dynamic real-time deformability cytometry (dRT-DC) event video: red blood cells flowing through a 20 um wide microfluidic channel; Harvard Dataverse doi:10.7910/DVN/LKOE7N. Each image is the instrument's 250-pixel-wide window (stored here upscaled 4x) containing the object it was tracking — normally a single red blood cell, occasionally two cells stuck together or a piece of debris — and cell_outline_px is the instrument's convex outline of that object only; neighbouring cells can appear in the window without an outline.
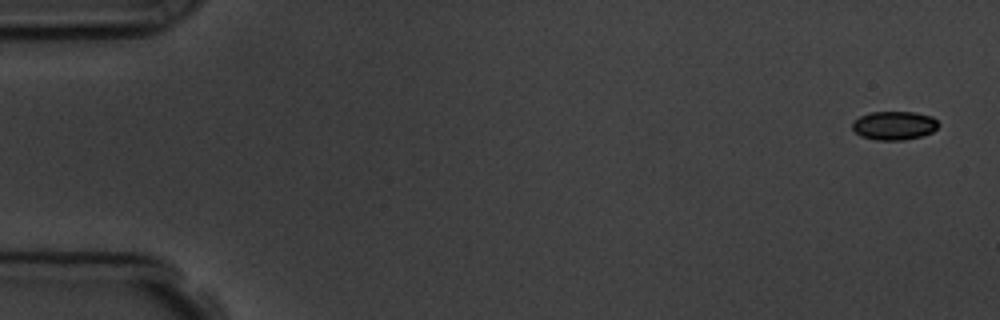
{"species": "common noctule bat (a hibernating species)", "species_latin": "Nyctalus noctula", "temperature_condition": "room temperature", "stored_images_in_passage": 4, "camera_frame_rate_fps": 3000, "um_per_image_px": 0.085, "animal": {"sex": "male", "body_mass_g": 19.5, "forearm_length_mm": 54.6}, "frame": {"image": 1, "passage_image": 1, "time_ms": 0.0, "image_size_px": [1000, 320], "cell_outline_px": [[940, 124], [932, 132], [920, 136], [904, 140], [876, 140], [860, 136], [852, 128], [852, 124], [860, 116], [872, 112], [916, 112], [932, 116]], "centroid_in_image_um": [76.02, 10.67], "position_along_channel_um": 9.0, "area_um2": 14.33}}
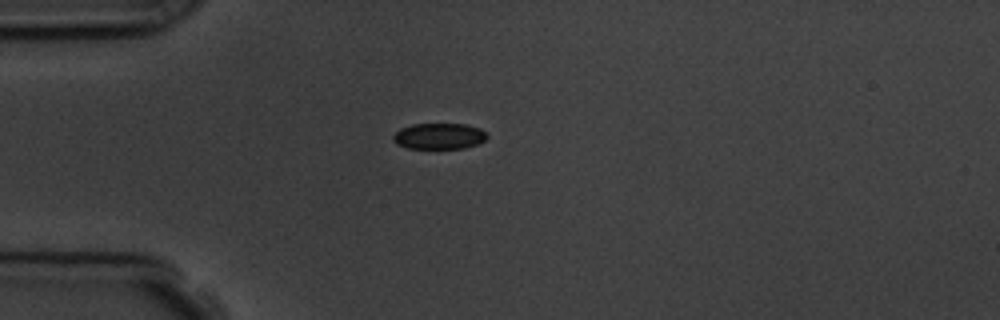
{"frame": {"image": 2, "passage_image": 4, "time_ms": 4.333, "image_size_px": [1000, 320], "cell_outline_px": [[488, 136], [484, 140], [476, 144], [464, 148], [408, 148], [396, 144], [392, 140], [392, 136], [400, 128], [412, 124], [464, 124], [480, 128]], "centroid_in_image_um": [37.28, 11.57], "position_along_channel_um": 47.7, "area_um2": 14.16}}